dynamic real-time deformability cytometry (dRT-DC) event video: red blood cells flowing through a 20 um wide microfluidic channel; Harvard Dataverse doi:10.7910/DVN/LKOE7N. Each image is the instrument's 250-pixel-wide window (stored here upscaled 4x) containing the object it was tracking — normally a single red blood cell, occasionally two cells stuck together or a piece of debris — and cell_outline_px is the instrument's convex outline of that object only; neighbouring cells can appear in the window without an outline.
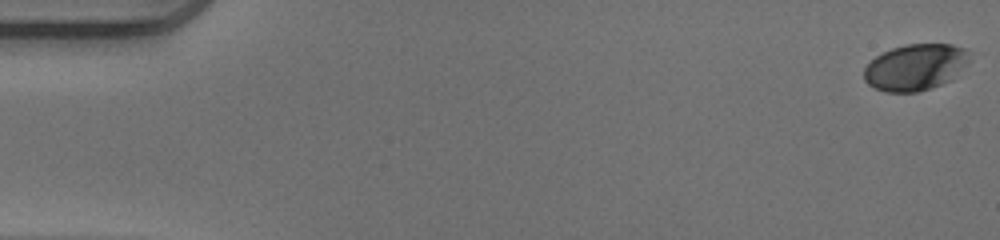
{"species": "human", "species_latin": "Homo sapiens", "temperature_condition": "warm", "stored_images_in_passage": 53, "camera_frame_rate_fps": 3000, "um_per_image_px": 0.085, "donor": {"sex": "male"}, "frame": {"image": 1, "passage_image": 1, "time_ms": 0.0, "image_size_px": [1000, 240], "cell_outline_px": [[972, 52], [968, 64], [952, 80], [916, 92], [884, 92], [868, 84], [864, 80], [864, 68], [876, 56], [892, 48], [904, 44], [952, 44], [964, 48]], "centroid_in_image_um": [77.85, 5.7], "position_along_channel_um": 7.2, "area_um2": 28.67}}
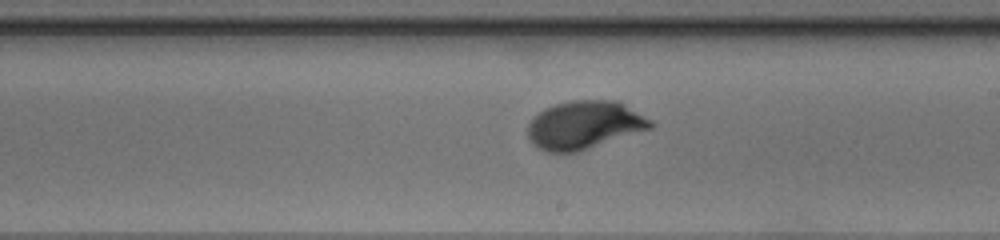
{"frame": {"image": 2, "passage_image": 31, "time_ms": 10.0, "image_size_px": [1000, 240], "cell_outline_px": [[656, 124], [652, 128], [576, 152], [544, 152], [536, 148], [528, 140], [528, 124], [532, 116], [544, 108], [556, 104], [572, 100], [616, 100], [624, 104], [652, 120]], "centroid_in_image_um": [49.63, 10.62], "position_along_channel_um": 239.4, "area_um2": 34.62}}
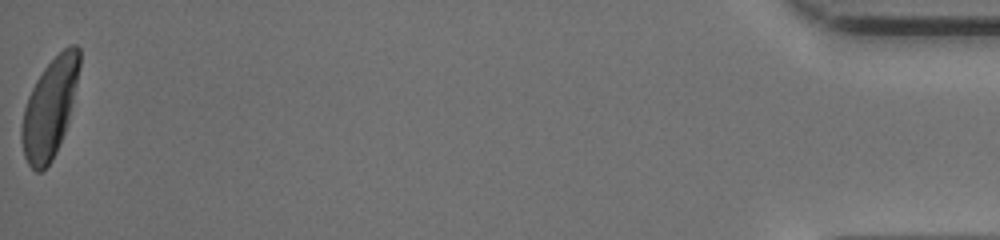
{"frame": {"image": 3, "passage_image": 53, "time_ms": 17.333, "image_size_px": [1000, 240], "cell_outline_px": [[80, 64], [68, 124], [56, 152], [52, 160], [40, 172], [36, 172], [28, 164], [24, 156], [20, 140], [20, 128], [24, 108], [28, 96], [36, 80], [44, 68], [68, 44], [76, 44], [80, 48]], "centroid_in_image_um": [4.21, 9.2], "position_along_channel_um": 431.0, "area_um2": 33.29}, "authors_computed_cell_mechanics": {"area_um2": 33.1772, "velocity_mm_per_s": 3.9533, "shape_relaxation_time_tau1_ms": 2.8796, "shape_relaxation_time_tau2_ms": null, "deformation_change_tau1": 0.162, "deformation_change_tau2": null}}